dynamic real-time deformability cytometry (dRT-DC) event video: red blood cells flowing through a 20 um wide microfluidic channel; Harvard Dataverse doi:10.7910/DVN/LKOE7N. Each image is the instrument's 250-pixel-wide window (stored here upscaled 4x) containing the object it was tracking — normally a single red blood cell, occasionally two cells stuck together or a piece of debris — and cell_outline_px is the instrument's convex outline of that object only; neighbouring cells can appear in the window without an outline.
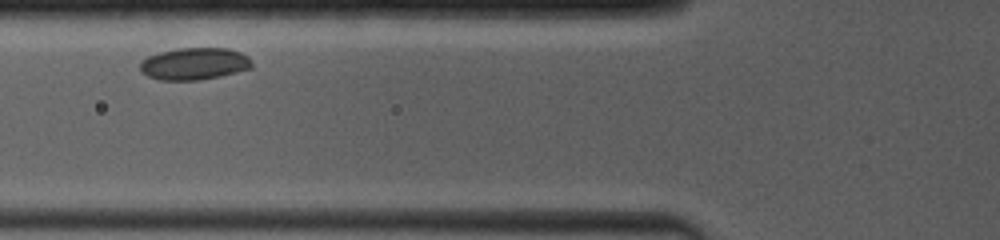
{"species": "common noctule bat (a hibernating species)", "species_latin": "Nyctalus noctula", "temperature_condition": "room temperature", "stored_images_in_passage": 19, "camera_frame_rate_fps": 4000, "um_per_image_px": 0.085, "animal": {"sex": "female", "body_mass_g": 19.0, "forearm_length_mm": 53.3}, "frame": {"image": 1, "passage_image": 2, "time_ms": 1.25, "image_size_px": [1000, 240], "cell_outline_px": [[252, 68], [220, 76], [200, 80], [160, 80], [148, 76], [140, 72], [140, 60], [148, 56], [160, 52], [176, 48], [228, 48], [240, 52], [248, 56], [252, 64]], "centroid_in_image_um": [16.49, 5.42], "position_along_channel_um": 109.3, "area_um2": 21.04}}
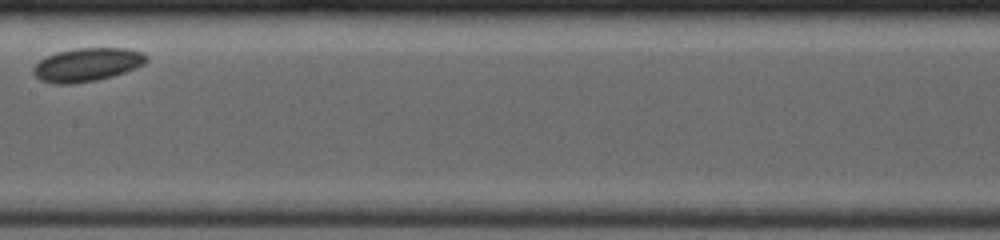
{"frame": {"image": 2, "passage_image": 7, "time_ms": 3.75, "image_size_px": [1000, 240], "cell_outline_px": [[148, 60], [144, 64], [136, 68], [112, 76], [96, 80], [68, 84], [56, 84], [40, 80], [32, 72], [32, 68], [40, 60], [56, 52], [76, 48], [128, 48], [144, 52], [148, 56]], "centroid_in_image_um": [7.43, 5.48], "position_along_channel_um": 200.0, "area_um2": 22.08}}
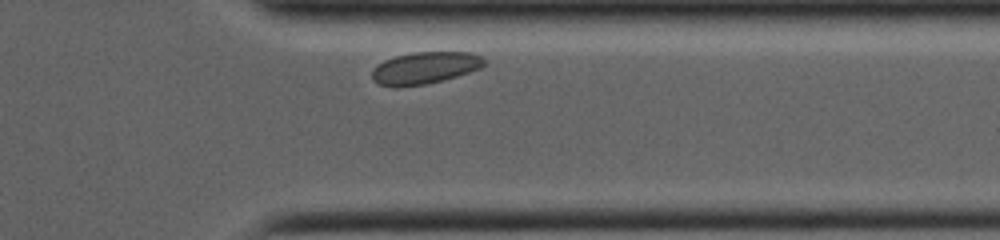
{"frame": {"image": 3, "passage_image": 17, "time_ms": 8.5, "image_size_px": [1000, 240], "cell_outline_px": [[484, 64], [480, 68], [456, 76], [424, 84], [396, 88], [392, 88], [380, 84], [372, 80], [372, 68], [376, 64], [384, 60], [396, 56], [412, 52], [472, 52], [480, 56], [484, 60]], "centroid_in_image_um": [36.04, 5.77], "position_along_channel_um": 375.4, "area_um2": 20.92}}